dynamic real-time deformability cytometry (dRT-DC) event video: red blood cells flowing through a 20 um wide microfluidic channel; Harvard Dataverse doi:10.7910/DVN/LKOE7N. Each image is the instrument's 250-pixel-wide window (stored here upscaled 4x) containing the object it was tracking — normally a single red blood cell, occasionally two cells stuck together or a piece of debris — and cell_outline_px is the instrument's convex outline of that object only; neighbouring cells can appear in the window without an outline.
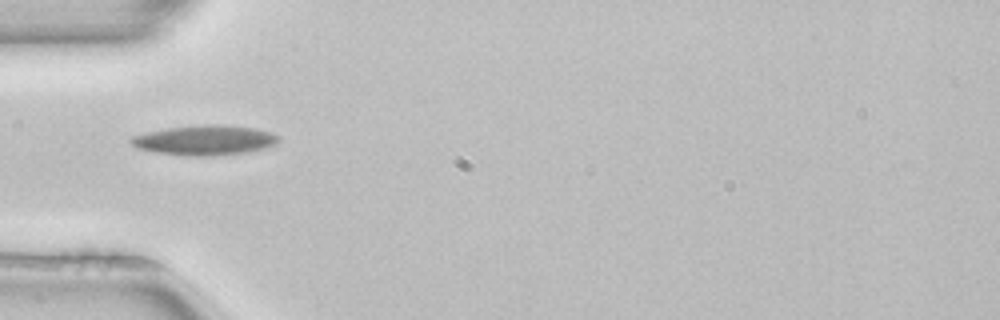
{"species": "common noctule bat (a hibernating species)", "species_latin": "Nyctalus noctula", "temperature_condition": "room temperature", "stored_images_in_passage": 36, "camera_frame_rate_fps": 3000, "um_per_image_px": 0.085, "animal": {"sex": "female", "body_mass_g": 22.7, "forearm_length_mm": 54.2}, "frame": {"image": 1, "passage_image": 1, "time_ms": 0.0, "image_size_px": [1000, 320], "cell_outline_px": [[280, 140], [264, 148], [244, 152], [212, 156], [184, 156], [156, 152], [136, 148], [128, 140], [132, 136], [148, 132], [168, 128], [212, 124], [216, 124], [252, 128], [268, 132], [280, 136]], "centroid_in_image_um": [17.35, 11.92], "position_along_channel_um": 67.6, "area_um2": 25.32}}
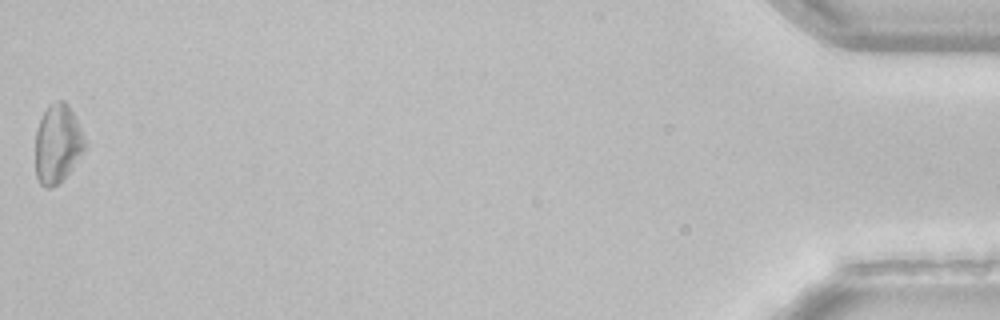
{"frame": {"image": 2, "passage_image": 36, "time_ms": 11.667, "image_size_px": [1000, 320], "cell_outline_px": [[88, 148], [72, 168], [52, 188], [44, 188], [40, 184], [36, 176], [36, 132], [40, 120], [48, 104], [52, 100], [64, 100], [68, 104], [88, 144]], "centroid_in_image_um": [4.91, 12.21], "position_along_channel_um": 430.3, "area_um2": 22.83}, "authors_computed_cell_mechanics": {"area_um2": 22.4553, "velocity_mm_per_s": 3.9665, "shape_relaxation_time_tau1_ms": 5.4849, "shape_relaxation_time_tau2_ms": null, "deformation_change_tau1": 0.1236, "deformation_change_tau2": null}}